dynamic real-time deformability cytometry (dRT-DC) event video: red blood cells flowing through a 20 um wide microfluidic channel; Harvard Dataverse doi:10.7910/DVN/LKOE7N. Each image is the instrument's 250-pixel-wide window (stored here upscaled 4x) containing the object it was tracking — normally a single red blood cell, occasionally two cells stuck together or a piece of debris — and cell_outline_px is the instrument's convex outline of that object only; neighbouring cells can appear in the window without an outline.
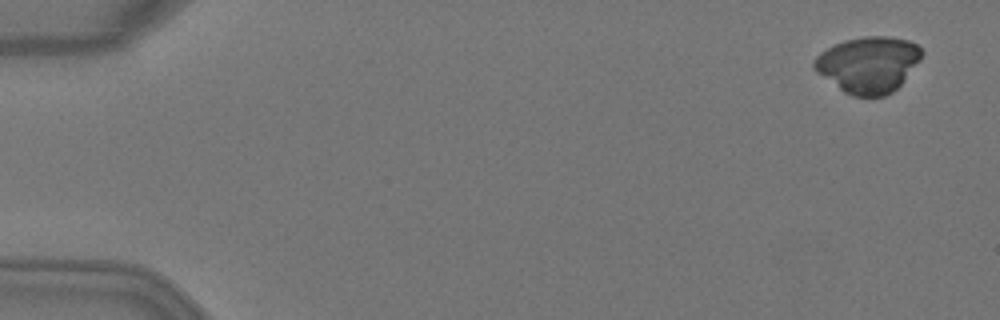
{"species": "Egyptian fruit bat (a non-hibernating species)", "species_latin": "Rousettus aegyptiacus", "temperature_condition": "warm", "stored_images_in_passage": 3, "camera_frame_rate_fps": 3000, "um_per_image_px": 0.085, "animal": {"sex": "female"}, "frame": {"image": 1, "passage_image": 1, "time_ms": 0.0, "image_size_px": [1000, 320], "cell_outline_px": [[924, 52], [920, 60], [904, 80], [892, 92], [884, 96], [852, 96], [844, 92], [816, 72], [812, 68], [812, 60], [820, 52], [844, 40], [864, 36], [888, 36], [908, 40], [916, 44]], "centroid_in_image_um": [73.79, 5.48], "position_along_channel_um": 11.2, "area_um2": 35.2}}